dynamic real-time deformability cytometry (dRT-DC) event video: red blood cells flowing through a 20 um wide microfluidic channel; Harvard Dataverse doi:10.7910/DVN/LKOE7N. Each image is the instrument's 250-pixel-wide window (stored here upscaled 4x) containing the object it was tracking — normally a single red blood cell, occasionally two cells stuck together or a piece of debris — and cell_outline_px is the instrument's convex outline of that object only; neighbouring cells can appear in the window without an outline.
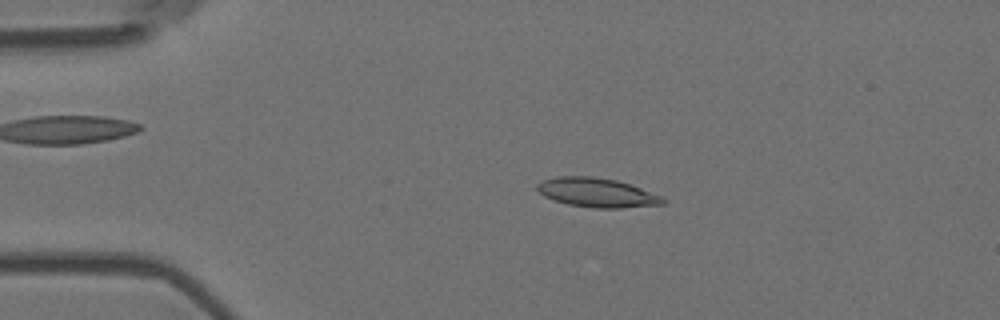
{"species": "Egyptian fruit bat (a non-hibernating species)", "species_latin": "Rousettus aegyptiacus", "temperature_condition": "room temperature", "stored_images_in_passage": 4, "camera_frame_rate_fps": 3000, "um_per_image_px": 0.085, "animal": {"sex": "female"}, "frame": {"image": 1, "passage_image": 2, "time_ms": 0.333, "image_size_px": [1000, 320], "cell_outline_px": [[668, 200], [664, 204], [624, 208], [592, 208], [568, 204], [552, 200], [544, 196], [536, 188], [536, 184], [544, 180], [556, 176], [592, 176], [616, 180], [640, 188], [660, 196]], "centroid_in_image_um": [50.72, 16.38], "position_along_channel_um": 34.3, "area_um2": 21.39}}
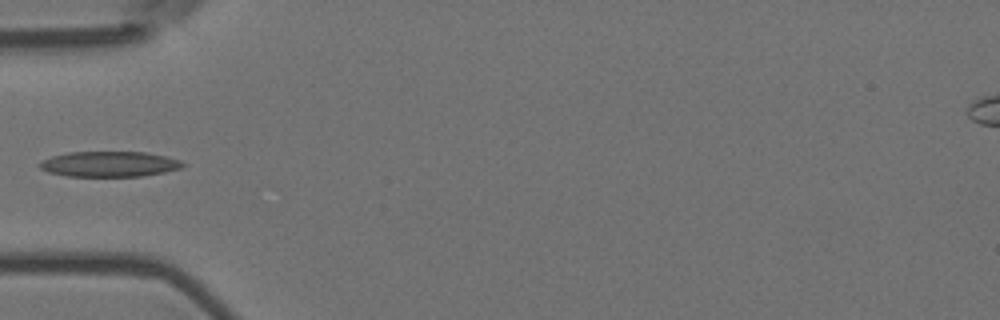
{"frame": {"image": 2, "passage_image": 4, "time_ms": 1.0, "image_size_px": [1000, 320], "cell_outline_px": [[184, 164], [180, 168], [164, 172], [140, 176], [68, 176], [48, 172], [40, 168], [40, 164], [44, 160], [52, 156], [68, 152], [144, 152], [164, 156], [180, 160]], "centroid_in_image_um": [9.28, 13.94], "position_along_channel_um": 75.7, "area_um2": 20.87}}